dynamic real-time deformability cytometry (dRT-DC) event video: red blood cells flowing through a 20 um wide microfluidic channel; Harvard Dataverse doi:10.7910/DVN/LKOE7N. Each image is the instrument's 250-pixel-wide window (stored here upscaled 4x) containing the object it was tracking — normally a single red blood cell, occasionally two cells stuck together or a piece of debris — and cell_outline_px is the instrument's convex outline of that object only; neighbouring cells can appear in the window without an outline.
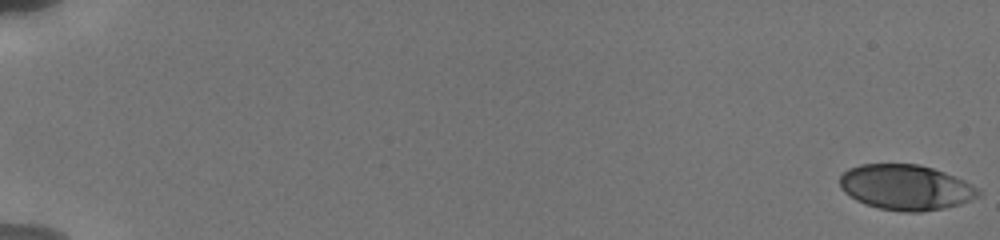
{"species": "human", "species_latin": "Homo sapiens", "temperature_condition": "cold", "stored_images_in_passage": 36, "camera_frame_rate_fps": 3000, "um_per_image_px": 0.085, "donor": {"sex": "male"}, "frame": {"image": 1, "passage_image": 1, "time_ms": 0.0, "image_size_px": [1000, 240], "cell_outline_px": [[980, 196], [960, 204], [944, 208], [920, 212], [904, 212], [880, 208], [864, 204], [856, 200], [844, 192], [840, 188], [840, 176], [848, 168], [860, 164], [920, 164], [944, 172], [964, 180], [976, 188], [980, 192]], "centroid_in_image_um": [76.97, 15.92], "position_along_channel_um": 8.0, "area_um2": 36.59}}
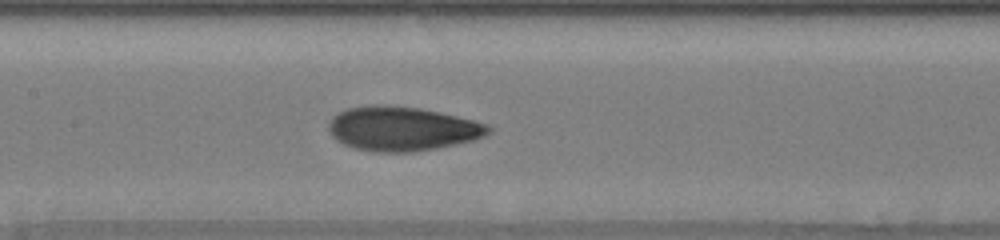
{"frame": {"image": 2, "passage_image": 16, "time_ms": 9.667, "image_size_px": [1000, 240], "cell_outline_px": [[492, 132], [476, 140], [436, 148], [412, 152], [372, 152], [356, 148], [344, 144], [336, 140], [332, 136], [328, 128], [328, 120], [332, 116], [344, 108], [372, 104], [388, 104], [420, 108], [440, 112], [488, 124], [492, 128]], "centroid_in_image_um": [34.16, 10.93], "position_along_channel_um": 173.2, "area_um2": 41.73}}
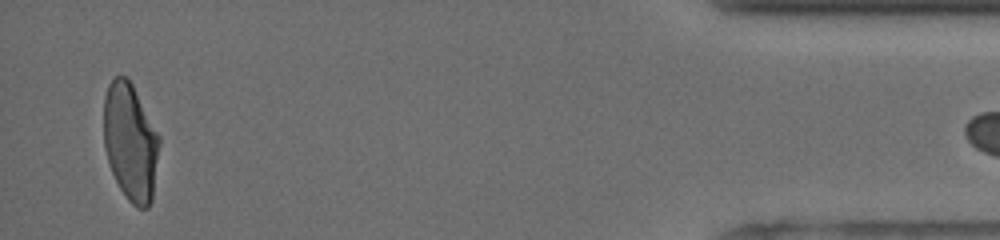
{"frame": {"image": 3, "passage_image": 35, "time_ms": 18.0, "image_size_px": [1000, 240], "cell_outline_px": [[160, 144], [152, 200], [148, 208], [136, 208], [128, 200], [120, 188], [112, 172], [104, 148], [104, 96], [108, 84], [116, 76], [124, 76], [132, 84], [160, 136]], "centroid_in_image_um": [11.09, 12.09], "position_along_channel_um": 424.1, "area_um2": 38.03}}